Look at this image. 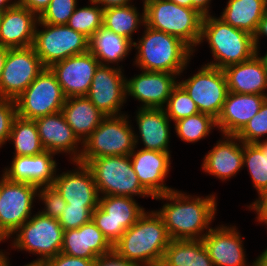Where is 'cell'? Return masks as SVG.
Returning <instances> with one entry per match:
<instances>
[{
    "instance_id": "cell-1",
    "label": "cell",
    "mask_w": 267,
    "mask_h": 266,
    "mask_svg": "<svg viewBox=\"0 0 267 266\" xmlns=\"http://www.w3.org/2000/svg\"><path fill=\"white\" fill-rule=\"evenodd\" d=\"M153 199L173 201L156 211L163 218L171 240L202 239L211 229L209 225L217 210L215 195L194 198L184 192L172 190ZM204 229L207 230L205 233Z\"/></svg>"
},
{
    "instance_id": "cell-2",
    "label": "cell",
    "mask_w": 267,
    "mask_h": 266,
    "mask_svg": "<svg viewBox=\"0 0 267 266\" xmlns=\"http://www.w3.org/2000/svg\"><path fill=\"white\" fill-rule=\"evenodd\" d=\"M163 218L156 212H145L113 245L122 258L141 266H160L169 245Z\"/></svg>"
},
{
    "instance_id": "cell-3",
    "label": "cell",
    "mask_w": 267,
    "mask_h": 266,
    "mask_svg": "<svg viewBox=\"0 0 267 266\" xmlns=\"http://www.w3.org/2000/svg\"><path fill=\"white\" fill-rule=\"evenodd\" d=\"M145 33L133 46L138 50L135 63L144 71L168 72L180 75L188 66L194 51L181 39L154 30L146 25Z\"/></svg>"
},
{
    "instance_id": "cell-4",
    "label": "cell",
    "mask_w": 267,
    "mask_h": 266,
    "mask_svg": "<svg viewBox=\"0 0 267 266\" xmlns=\"http://www.w3.org/2000/svg\"><path fill=\"white\" fill-rule=\"evenodd\" d=\"M206 39L214 61L209 66L224 69L252 58L257 52L253 35L210 14L203 16L199 44Z\"/></svg>"
},
{
    "instance_id": "cell-5",
    "label": "cell",
    "mask_w": 267,
    "mask_h": 266,
    "mask_svg": "<svg viewBox=\"0 0 267 266\" xmlns=\"http://www.w3.org/2000/svg\"><path fill=\"white\" fill-rule=\"evenodd\" d=\"M144 7L146 26L181 39L195 51L201 36L203 15L196 9L169 0H152Z\"/></svg>"
},
{
    "instance_id": "cell-6",
    "label": "cell",
    "mask_w": 267,
    "mask_h": 266,
    "mask_svg": "<svg viewBox=\"0 0 267 266\" xmlns=\"http://www.w3.org/2000/svg\"><path fill=\"white\" fill-rule=\"evenodd\" d=\"M99 195L152 197L133 170L130 155L93 158L86 163Z\"/></svg>"
},
{
    "instance_id": "cell-7",
    "label": "cell",
    "mask_w": 267,
    "mask_h": 266,
    "mask_svg": "<svg viewBox=\"0 0 267 266\" xmlns=\"http://www.w3.org/2000/svg\"><path fill=\"white\" fill-rule=\"evenodd\" d=\"M127 115L106 116L83 142L78 162L86 164L93 158L130 155L135 148L134 130Z\"/></svg>"
},
{
    "instance_id": "cell-8",
    "label": "cell",
    "mask_w": 267,
    "mask_h": 266,
    "mask_svg": "<svg viewBox=\"0 0 267 266\" xmlns=\"http://www.w3.org/2000/svg\"><path fill=\"white\" fill-rule=\"evenodd\" d=\"M37 24L45 30L36 25L33 47L45 67L89 51V39L68 25Z\"/></svg>"
},
{
    "instance_id": "cell-9",
    "label": "cell",
    "mask_w": 267,
    "mask_h": 266,
    "mask_svg": "<svg viewBox=\"0 0 267 266\" xmlns=\"http://www.w3.org/2000/svg\"><path fill=\"white\" fill-rule=\"evenodd\" d=\"M15 233L13 247L39 254L40 260H47L61 252L64 229L58 219L46 216L40 211L31 216Z\"/></svg>"
},
{
    "instance_id": "cell-10",
    "label": "cell",
    "mask_w": 267,
    "mask_h": 266,
    "mask_svg": "<svg viewBox=\"0 0 267 266\" xmlns=\"http://www.w3.org/2000/svg\"><path fill=\"white\" fill-rule=\"evenodd\" d=\"M65 100L56 76L49 67H45L14 101L18 116L34 120L60 112Z\"/></svg>"
},
{
    "instance_id": "cell-11",
    "label": "cell",
    "mask_w": 267,
    "mask_h": 266,
    "mask_svg": "<svg viewBox=\"0 0 267 266\" xmlns=\"http://www.w3.org/2000/svg\"><path fill=\"white\" fill-rule=\"evenodd\" d=\"M39 187L14 182L2 175L0 180V243L9 239L32 215L33 201Z\"/></svg>"
},
{
    "instance_id": "cell-12",
    "label": "cell",
    "mask_w": 267,
    "mask_h": 266,
    "mask_svg": "<svg viewBox=\"0 0 267 266\" xmlns=\"http://www.w3.org/2000/svg\"><path fill=\"white\" fill-rule=\"evenodd\" d=\"M145 213L133 197L100 196L99 206L92 212V221L114 245L123 233Z\"/></svg>"
},
{
    "instance_id": "cell-13",
    "label": "cell",
    "mask_w": 267,
    "mask_h": 266,
    "mask_svg": "<svg viewBox=\"0 0 267 266\" xmlns=\"http://www.w3.org/2000/svg\"><path fill=\"white\" fill-rule=\"evenodd\" d=\"M179 84L195 102L200 113L218 118L229 92L223 69L205 64L198 73Z\"/></svg>"
},
{
    "instance_id": "cell-14",
    "label": "cell",
    "mask_w": 267,
    "mask_h": 266,
    "mask_svg": "<svg viewBox=\"0 0 267 266\" xmlns=\"http://www.w3.org/2000/svg\"><path fill=\"white\" fill-rule=\"evenodd\" d=\"M44 69L33 46L9 48L0 79V97L15 100Z\"/></svg>"
},
{
    "instance_id": "cell-15",
    "label": "cell",
    "mask_w": 267,
    "mask_h": 266,
    "mask_svg": "<svg viewBox=\"0 0 267 266\" xmlns=\"http://www.w3.org/2000/svg\"><path fill=\"white\" fill-rule=\"evenodd\" d=\"M126 79L122 68L99 64L86 96L105 116L123 115L121 107L127 99Z\"/></svg>"
},
{
    "instance_id": "cell-16",
    "label": "cell",
    "mask_w": 267,
    "mask_h": 266,
    "mask_svg": "<svg viewBox=\"0 0 267 266\" xmlns=\"http://www.w3.org/2000/svg\"><path fill=\"white\" fill-rule=\"evenodd\" d=\"M99 60L90 52L70 56L49 68L56 76L66 98L86 96Z\"/></svg>"
},
{
    "instance_id": "cell-17",
    "label": "cell",
    "mask_w": 267,
    "mask_h": 266,
    "mask_svg": "<svg viewBox=\"0 0 267 266\" xmlns=\"http://www.w3.org/2000/svg\"><path fill=\"white\" fill-rule=\"evenodd\" d=\"M177 76L168 72L142 70L136 77L126 79V96L142 102L141 108H164L179 83Z\"/></svg>"
},
{
    "instance_id": "cell-18",
    "label": "cell",
    "mask_w": 267,
    "mask_h": 266,
    "mask_svg": "<svg viewBox=\"0 0 267 266\" xmlns=\"http://www.w3.org/2000/svg\"><path fill=\"white\" fill-rule=\"evenodd\" d=\"M171 155L147 149H138L130 154L131 164L141 185L153 196L168 193L174 189L165 186L164 179L169 173Z\"/></svg>"
},
{
    "instance_id": "cell-19",
    "label": "cell",
    "mask_w": 267,
    "mask_h": 266,
    "mask_svg": "<svg viewBox=\"0 0 267 266\" xmlns=\"http://www.w3.org/2000/svg\"><path fill=\"white\" fill-rule=\"evenodd\" d=\"M78 166L73 171L56 175L52 186L68 205L99 206V192L93 174L86 164L74 162Z\"/></svg>"
},
{
    "instance_id": "cell-20",
    "label": "cell",
    "mask_w": 267,
    "mask_h": 266,
    "mask_svg": "<svg viewBox=\"0 0 267 266\" xmlns=\"http://www.w3.org/2000/svg\"><path fill=\"white\" fill-rule=\"evenodd\" d=\"M41 143L46 151L69 153L72 161L78 162L82 149L78 145L83 144L74 134L73 129L66 122L62 112L38 117L34 119ZM79 143V144H78ZM79 149V150H77Z\"/></svg>"
},
{
    "instance_id": "cell-21",
    "label": "cell",
    "mask_w": 267,
    "mask_h": 266,
    "mask_svg": "<svg viewBox=\"0 0 267 266\" xmlns=\"http://www.w3.org/2000/svg\"><path fill=\"white\" fill-rule=\"evenodd\" d=\"M235 227L212 228L202 238L214 266H246L243 240Z\"/></svg>"
},
{
    "instance_id": "cell-22",
    "label": "cell",
    "mask_w": 267,
    "mask_h": 266,
    "mask_svg": "<svg viewBox=\"0 0 267 266\" xmlns=\"http://www.w3.org/2000/svg\"><path fill=\"white\" fill-rule=\"evenodd\" d=\"M55 153L43 151L33 156H14L3 176L14 182H25L37 187L52 186L56 177Z\"/></svg>"
},
{
    "instance_id": "cell-23",
    "label": "cell",
    "mask_w": 267,
    "mask_h": 266,
    "mask_svg": "<svg viewBox=\"0 0 267 266\" xmlns=\"http://www.w3.org/2000/svg\"><path fill=\"white\" fill-rule=\"evenodd\" d=\"M39 18L18 2L1 13L0 45L7 48L33 46Z\"/></svg>"
},
{
    "instance_id": "cell-24",
    "label": "cell",
    "mask_w": 267,
    "mask_h": 266,
    "mask_svg": "<svg viewBox=\"0 0 267 266\" xmlns=\"http://www.w3.org/2000/svg\"><path fill=\"white\" fill-rule=\"evenodd\" d=\"M266 99L265 95L228 92L221 113L216 119L217 128L222 135H237L259 112Z\"/></svg>"
},
{
    "instance_id": "cell-25",
    "label": "cell",
    "mask_w": 267,
    "mask_h": 266,
    "mask_svg": "<svg viewBox=\"0 0 267 266\" xmlns=\"http://www.w3.org/2000/svg\"><path fill=\"white\" fill-rule=\"evenodd\" d=\"M256 53L242 63L232 64L223 69L228 91L237 94H258L267 96V64L264 57Z\"/></svg>"
},
{
    "instance_id": "cell-26",
    "label": "cell",
    "mask_w": 267,
    "mask_h": 266,
    "mask_svg": "<svg viewBox=\"0 0 267 266\" xmlns=\"http://www.w3.org/2000/svg\"><path fill=\"white\" fill-rule=\"evenodd\" d=\"M224 140H219L203 160L202 169L227 180L235 176L243 168L244 143L236 135H223ZM239 143H238V142Z\"/></svg>"
},
{
    "instance_id": "cell-27",
    "label": "cell",
    "mask_w": 267,
    "mask_h": 266,
    "mask_svg": "<svg viewBox=\"0 0 267 266\" xmlns=\"http://www.w3.org/2000/svg\"><path fill=\"white\" fill-rule=\"evenodd\" d=\"M113 250V245L91 220L77 229L64 231L62 253L73 257L96 259Z\"/></svg>"
},
{
    "instance_id": "cell-28",
    "label": "cell",
    "mask_w": 267,
    "mask_h": 266,
    "mask_svg": "<svg viewBox=\"0 0 267 266\" xmlns=\"http://www.w3.org/2000/svg\"><path fill=\"white\" fill-rule=\"evenodd\" d=\"M139 135L134 134L135 148H137L138 138L144 144L143 149L167 152L169 151V117L164 108H139L136 113Z\"/></svg>"
},
{
    "instance_id": "cell-29",
    "label": "cell",
    "mask_w": 267,
    "mask_h": 266,
    "mask_svg": "<svg viewBox=\"0 0 267 266\" xmlns=\"http://www.w3.org/2000/svg\"><path fill=\"white\" fill-rule=\"evenodd\" d=\"M66 122L83 143L106 117L87 96L66 98L61 109Z\"/></svg>"
},
{
    "instance_id": "cell-30",
    "label": "cell",
    "mask_w": 267,
    "mask_h": 266,
    "mask_svg": "<svg viewBox=\"0 0 267 266\" xmlns=\"http://www.w3.org/2000/svg\"><path fill=\"white\" fill-rule=\"evenodd\" d=\"M267 12V0H228L220 18L231 26L253 35Z\"/></svg>"
},
{
    "instance_id": "cell-31",
    "label": "cell",
    "mask_w": 267,
    "mask_h": 266,
    "mask_svg": "<svg viewBox=\"0 0 267 266\" xmlns=\"http://www.w3.org/2000/svg\"><path fill=\"white\" fill-rule=\"evenodd\" d=\"M160 266H214L202 239L170 240Z\"/></svg>"
},
{
    "instance_id": "cell-32",
    "label": "cell",
    "mask_w": 267,
    "mask_h": 266,
    "mask_svg": "<svg viewBox=\"0 0 267 266\" xmlns=\"http://www.w3.org/2000/svg\"><path fill=\"white\" fill-rule=\"evenodd\" d=\"M133 47V43L104 27L100 28L89 40V51L102 65L116 64L125 60Z\"/></svg>"
},
{
    "instance_id": "cell-33",
    "label": "cell",
    "mask_w": 267,
    "mask_h": 266,
    "mask_svg": "<svg viewBox=\"0 0 267 266\" xmlns=\"http://www.w3.org/2000/svg\"><path fill=\"white\" fill-rule=\"evenodd\" d=\"M134 5L110 7L103 10V27L117 35L123 36L132 43L133 32L137 31L140 24L145 25V7L143 13L136 10Z\"/></svg>"
},
{
    "instance_id": "cell-34",
    "label": "cell",
    "mask_w": 267,
    "mask_h": 266,
    "mask_svg": "<svg viewBox=\"0 0 267 266\" xmlns=\"http://www.w3.org/2000/svg\"><path fill=\"white\" fill-rule=\"evenodd\" d=\"M13 142L14 156H33L45 151L34 120L16 116L8 141Z\"/></svg>"
},
{
    "instance_id": "cell-35",
    "label": "cell",
    "mask_w": 267,
    "mask_h": 266,
    "mask_svg": "<svg viewBox=\"0 0 267 266\" xmlns=\"http://www.w3.org/2000/svg\"><path fill=\"white\" fill-rule=\"evenodd\" d=\"M174 124L178 137L189 143L204 139L209 135L212 127H217L216 119L200 112L176 121Z\"/></svg>"
},
{
    "instance_id": "cell-36",
    "label": "cell",
    "mask_w": 267,
    "mask_h": 266,
    "mask_svg": "<svg viewBox=\"0 0 267 266\" xmlns=\"http://www.w3.org/2000/svg\"><path fill=\"white\" fill-rule=\"evenodd\" d=\"M93 6L76 8L67 25L76 32L82 33L89 40L103 27V8L89 0Z\"/></svg>"
},
{
    "instance_id": "cell-37",
    "label": "cell",
    "mask_w": 267,
    "mask_h": 266,
    "mask_svg": "<svg viewBox=\"0 0 267 266\" xmlns=\"http://www.w3.org/2000/svg\"><path fill=\"white\" fill-rule=\"evenodd\" d=\"M245 165L253 186L261 196L267 190V156L255 143H244L243 167Z\"/></svg>"
},
{
    "instance_id": "cell-38",
    "label": "cell",
    "mask_w": 267,
    "mask_h": 266,
    "mask_svg": "<svg viewBox=\"0 0 267 266\" xmlns=\"http://www.w3.org/2000/svg\"><path fill=\"white\" fill-rule=\"evenodd\" d=\"M164 110L169 119L174 122L199 113L197 105L179 83L173 89Z\"/></svg>"
},
{
    "instance_id": "cell-39",
    "label": "cell",
    "mask_w": 267,
    "mask_h": 266,
    "mask_svg": "<svg viewBox=\"0 0 267 266\" xmlns=\"http://www.w3.org/2000/svg\"><path fill=\"white\" fill-rule=\"evenodd\" d=\"M76 8L77 0H51L38 18L40 22L46 24L67 25Z\"/></svg>"
},
{
    "instance_id": "cell-40",
    "label": "cell",
    "mask_w": 267,
    "mask_h": 266,
    "mask_svg": "<svg viewBox=\"0 0 267 266\" xmlns=\"http://www.w3.org/2000/svg\"><path fill=\"white\" fill-rule=\"evenodd\" d=\"M267 134V99L259 112L255 114L244 128L236 135L243 143H257Z\"/></svg>"
},
{
    "instance_id": "cell-41",
    "label": "cell",
    "mask_w": 267,
    "mask_h": 266,
    "mask_svg": "<svg viewBox=\"0 0 267 266\" xmlns=\"http://www.w3.org/2000/svg\"><path fill=\"white\" fill-rule=\"evenodd\" d=\"M98 206H71L66 205L58 221L64 231L77 229L92 220V212Z\"/></svg>"
},
{
    "instance_id": "cell-42",
    "label": "cell",
    "mask_w": 267,
    "mask_h": 266,
    "mask_svg": "<svg viewBox=\"0 0 267 266\" xmlns=\"http://www.w3.org/2000/svg\"><path fill=\"white\" fill-rule=\"evenodd\" d=\"M38 197L45 203L41 213L51 218L58 219L67 205L62 195L53 186L39 187Z\"/></svg>"
},
{
    "instance_id": "cell-43",
    "label": "cell",
    "mask_w": 267,
    "mask_h": 266,
    "mask_svg": "<svg viewBox=\"0 0 267 266\" xmlns=\"http://www.w3.org/2000/svg\"><path fill=\"white\" fill-rule=\"evenodd\" d=\"M16 116L15 101L0 97V148L8 141Z\"/></svg>"
},
{
    "instance_id": "cell-44",
    "label": "cell",
    "mask_w": 267,
    "mask_h": 266,
    "mask_svg": "<svg viewBox=\"0 0 267 266\" xmlns=\"http://www.w3.org/2000/svg\"><path fill=\"white\" fill-rule=\"evenodd\" d=\"M94 261L95 259L73 257L60 252L47 259L46 263L47 266H94Z\"/></svg>"
},
{
    "instance_id": "cell-45",
    "label": "cell",
    "mask_w": 267,
    "mask_h": 266,
    "mask_svg": "<svg viewBox=\"0 0 267 266\" xmlns=\"http://www.w3.org/2000/svg\"><path fill=\"white\" fill-rule=\"evenodd\" d=\"M94 266H141L135 262L128 261L118 255L114 250L97 257Z\"/></svg>"
},
{
    "instance_id": "cell-46",
    "label": "cell",
    "mask_w": 267,
    "mask_h": 266,
    "mask_svg": "<svg viewBox=\"0 0 267 266\" xmlns=\"http://www.w3.org/2000/svg\"><path fill=\"white\" fill-rule=\"evenodd\" d=\"M50 1L51 0H18L17 2L39 17L48 7Z\"/></svg>"
},
{
    "instance_id": "cell-47",
    "label": "cell",
    "mask_w": 267,
    "mask_h": 266,
    "mask_svg": "<svg viewBox=\"0 0 267 266\" xmlns=\"http://www.w3.org/2000/svg\"><path fill=\"white\" fill-rule=\"evenodd\" d=\"M261 35L267 36V12L262 16V19L258 22L255 33L253 34V41L255 48L259 50V38Z\"/></svg>"
},
{
    "instance_id": "cell-48",
    "label": "cell",
    "mask_w": 267,
    "mask_h": 266,
    "mask_svg": "<svg viewBox=\"0 0 267 266\" xmlns=\"http://www.w3.org/2000/svg\"><path fill=\"white\" fill-rule=\"evenodd\" d=\"M254 210L256 213H267V190L259 196V198L249 205V210Z\"/></svg>"
},
{
    "instance_id": "cell-49",
    "label": "cell",
    "mask_w": 267,
    "mask_h": 266,
    "mask_svg": "<svg viewBox=\"0 0 267 266\" xmlns=\"http://www.w3.org/2000/svg\"><path fill=\"white\" fill-rule=\"evenodd\" d=\"M211 0H191V8L196 9L201 15H209L208 8Z\"/></svg>"
},
{
    "instance_id": "cell-50",
    "label": "cell",
    "mask_w": 267,
    "mask_h": 266,
    "mask_svg": "<svg viewBox=\"0 0 267 266\" xmlns=\"http://www.w3.org/2000/svg\"><path fill=\"white\" fill-rule=\"evenodd\" d=\"M94 1L96 4H98L103 9H107L110 7H118V6H126V5H130V1L131 0H92Z\"/></svg>"
},
{
    "instance_id": "cell-51",
    "label": "cell",
    "mask_w": 267,
    "mask_h": 266,
    "mask_svg": "<svg viewBox=\"0 0 267 266\" xmlns=\"http://www.w3.org/2000/svg\"><path fill=\"white\" fill-rule=\"evenodd\" d=\"M8 49L9 48L0 45V79H1V74H2L3 67H4V64H5V60H6V55H7Z\"/></svg>"
},
{
    "instance_id": "cell-52",
    "label": "cell",
    "mask_w": 267,
    "mask_h": 266,
    "mask_svg": "<svg viewBox=\"0 0 267 266\" xmlns=\"http://www.w3.org/2000/svg\"><path fill=\"white\" fill-rule=\"evenodd\" d=\"M255 266H267V250H264L260 256L256 258Z\"/></svg>"
},
{
    "instance_id": "cell-53",
    "label": "cell",
    "mask_w": 267,
    "mask_h": 266,
    "mask_svg": "<svg viewBox=\"0 0 267 266\" xmlns=\"http://www.w3.org/2000/svg\"><path fill=\"white\" fill-rule=\"evenodd\" d=\"M10 0H0V13L4 12L8 8L14 6L17 3V0L11 2Z\"/></svg>"
},
{
    "instance_id": "cell-54",
    "label": "cell",
    "mask_w": 267,
    "mask_h": 266,
    "mask_svg": "<svg viewBox=\"0 0 267 266\" xmlns=\"http://www.w3.org/2000/svg\"><path fill=\"white\" fill-rule=\"evenodd\" d=\"M8 257L6 258L5 266H9V261ZM24 266H47L46 260H40L37 259L35 261H32L31 263H28L27 265Z\"/></svg>"
},
{
    "instance_id": "cell-55",
    "label": "cell",
    "mask_w": 267,
    "mask_h": 266,
    "mask_svg": "<svg viewBox=\"0 0 267 266\" xmlns=\"http://www.w3.org/2000/svg\"><path fill=\"white\" fill-rule=\"evenodd\" d=\"M263 152V155L267 156V139L255 143Z\"/></svg>"
},
{
    "instance_id": "cell-56",
    "label": "cell",
    "mask_w": 267,
    "mask_h": 266,
    "mask_svg": "<svg viewBox=\"0 0 267 266\" xmlns=\"http://www.w3.org/2000/svg\"><path fill=\"white\" fill-rule=\"evenodd\" d=\"M169 1H172L180 6L191 8V0H169Z\"/></svg>"
},
{
    "instance_id": "cell-57",
    "label": "cell",
    "mask_w": 267,
    "mask_h": 266,
    "mask_svg": "<svg viewBox=\"0 0 267 266\" xmlns=\"http://www.w3.org/2000/svg\"><path fill=\"white\" fill-rule=\"evenodd\" d=\"M257 217L256 219H258V222H265V224L267 225V213H256ZM267 250V248L265 249Z\"/></svg>"
},
{
    "instance_id": "cell-58",
    "label": "cell",
    "mask_w": 267,
    "mask_h": 266,
    "mask_svg": "<svg viewBox=\"0 0 267 266\" xmlns=\"http://www.w3.org/2000/svg\"><path fill=\"white\" fill-rule=\"evenodd\" d=\"M6 258L7 256L2 251H0V266H5Z\"/></svg>"
},
{
    "instance_id": "cell-59",
    "label": "cell",
    "mask_w": 267,
    "mask_h": 266,
    "mask_svg": "<svg viewBox=\"0 0 267 266\" xmlns=\"http://www.w3.org/2000/svg\"><path fill=\"white\" fill-rule=\"evenodd\" d=\"M267 64V53L263 56Z\"/></svg>"
},
{
    "instance_id": "cell-60",
    "label": "cell",
    "mask_w": 267,
    "mask_h": 266,
    "mask_svg": "<svg viewBox=\"0 0 267 266\" xmlns=\"http://www.w3.org/2000/svg\"><path fill=\"white\" fill-rule=\"evenodd\" d=\"M149 1H152V0H144L143 5H145Z\"/></svg>"
}]
</instances>
